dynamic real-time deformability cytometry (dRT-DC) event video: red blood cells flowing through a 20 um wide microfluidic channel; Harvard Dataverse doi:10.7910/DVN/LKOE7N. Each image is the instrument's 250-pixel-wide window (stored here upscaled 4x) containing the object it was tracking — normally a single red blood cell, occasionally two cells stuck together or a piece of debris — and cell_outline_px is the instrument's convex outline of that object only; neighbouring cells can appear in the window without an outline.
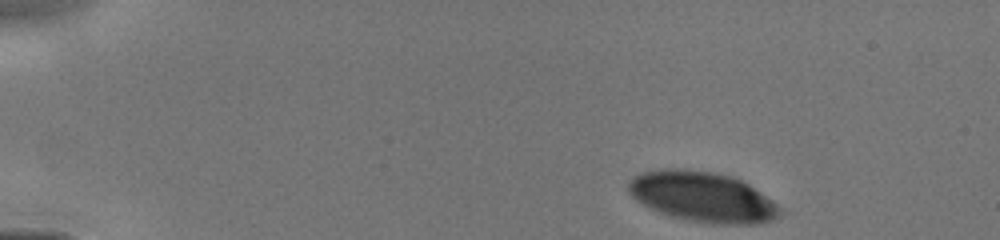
{"species": "human", "species_latin": "Homo sapiens", "temperature_condition": "cold", "stored_images_in_passage": 56, "camera_frame_rate_fps": 3000, "um_per_image_px": 0.085, "donor": {"sex": "male"}, "frame": {"image": 1, "passage_image": 1, "time_ms": 0.0, "image_size_px": [1000, 240], "cell_outline_px": [[780, 216], [772, 220], [760, 224], [712, 224], [684, 220], [668, 216], [648, 208], [636, 200], [628, 192], [628, 180], [632, 176], [644, 172], [660, 168], [688, 168], [712, 172], [732, 176], [748, 184], [772, 200], [780, 208]], "centroid_in_image_um": [59.66, 16.73], "position_along_channel_um": 25.3, "area_um2": 44.91}}
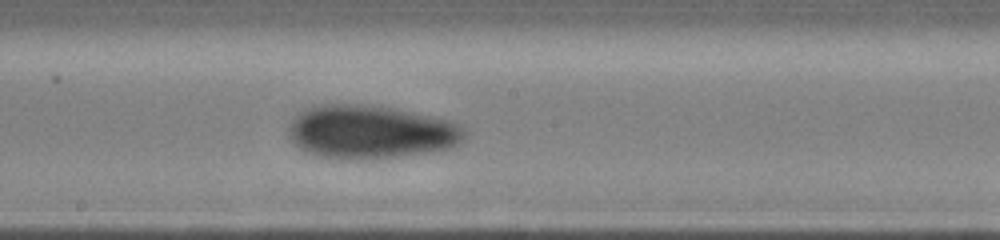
{"frame": {"image": 2, "passage_image": 38, "time_ms": 6.667, "image_size_px": [1000, 240], "cell_outline_px": [[464, 136], [460, 144], [452, 148], [432, 152], [400, 156], [348, 160], [320, 156], [308, 152], [300, 148], [288, 136], [288, 124], [296, 112], [312, 104], [356, 104], [388, 108], [448, 120], [456, 124], [464, 132]], "centroid_in_image_um": [31.41, 11.22], "position_along_channel_um": 216.8, "area_um2": 54.68}}
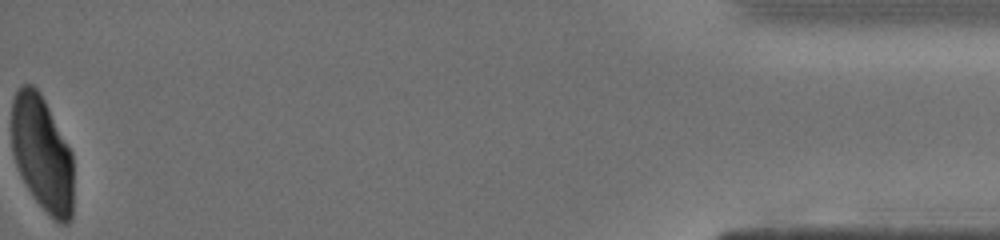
{"frame": {"image": 3, "passage_image": 56, "time_ms": 13.333, "image_size_px": [1000, 240], "cell_outline_px": [[72, 220], [68, 224], [60, 224], [52, 220], [36, 200], [28, 188], [16, 164], [12, 152], [12, 100], [20, 84], [32, 84], [40, 92], [72, 152]], "centroid_in_image_um": [3.58, 13.07], "position_along_channel_um": 431.6, "area_um2": 41.62}}